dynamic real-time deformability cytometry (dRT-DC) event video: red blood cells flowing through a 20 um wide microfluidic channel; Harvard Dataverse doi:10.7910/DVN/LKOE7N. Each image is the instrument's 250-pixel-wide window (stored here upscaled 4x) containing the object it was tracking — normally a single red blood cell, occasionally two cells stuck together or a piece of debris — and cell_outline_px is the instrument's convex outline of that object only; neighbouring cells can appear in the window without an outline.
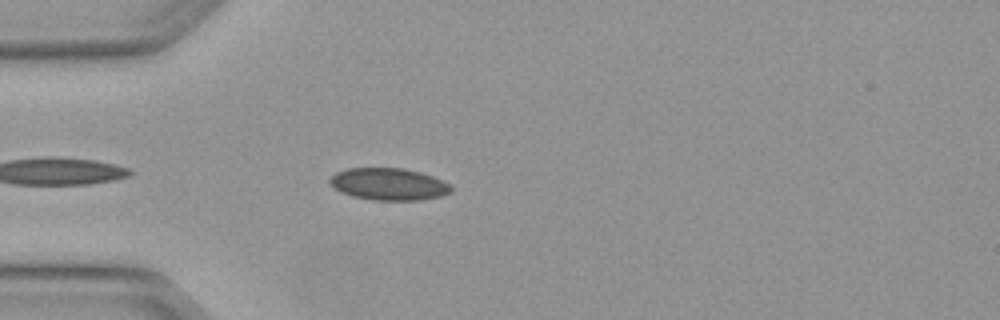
{"species": "Egyptian fruit bat (a non-hibernating species)", "species_latin": "Rousettus aegyptiacus", "temperature_condition": "warm", "stored_images_in_passage": 1, "camera_frame_rate_fps": 3000, "um_per_image_px": 0.085, "animal": {"sex": "female"}, "frame": {"image": 1, "passage_image": 1, "time_ms": 0.0, "image_size_px": [1000, 320], "cell_outline_px": [[452, 192], [440, 196], [420, 200], [372, 200], [352, 196], [336, 188], [328, 180], [336, 172], [348, 168], [404, 168], [420, 172], [432, 176], [452, 184]], "centroid_in_image_um": [33.09, 15.65], "position_along_channel_um": 51.9, "area_um2": 22.6}}